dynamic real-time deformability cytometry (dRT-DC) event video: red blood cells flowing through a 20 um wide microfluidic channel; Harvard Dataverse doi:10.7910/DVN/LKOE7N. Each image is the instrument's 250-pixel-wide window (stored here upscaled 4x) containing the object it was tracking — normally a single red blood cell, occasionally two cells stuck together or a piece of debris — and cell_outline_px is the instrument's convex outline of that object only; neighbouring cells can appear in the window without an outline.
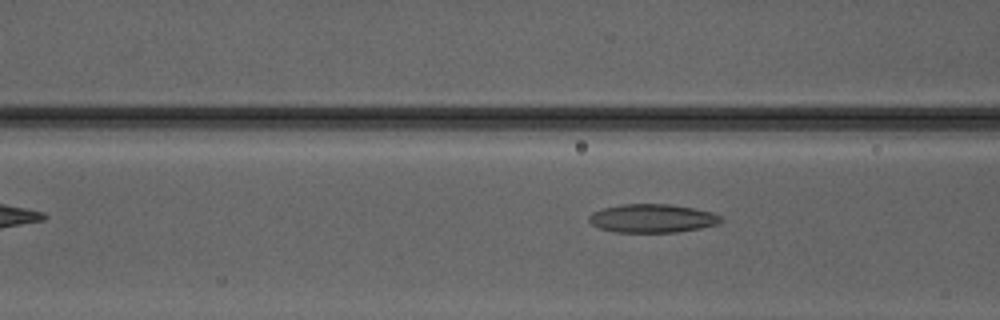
{"species": "Egyptian fruit bat (a non-hibernating species)", "species_latin": "Rousettus aegyptiacus", "temperature_condition": "warm", "stored_images_in_passage": 5, "camera_frame_rate_fps": 3000, "um_per_image_px": 0.085, "animal": {"sex": "male"}, "frame": {"image": 1, "passage_image": 5, "time_ms": 4.667, "image_size_px": [1000, 320], "cell_outline_px": [[720, 220], [716, 224], [700, 228], [676, 232], [616, 232], [600, 228], [592, 224], [588, 220], [588, 216], [592, 212], [600, 208], [620, 204], [672, 204], [712, 212], [720, 216]], "centroid_in_image_um": [55.38, 18.55], "position_along_channel_um": 111.2, "area_um2": 21.85}}